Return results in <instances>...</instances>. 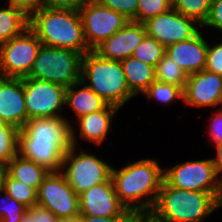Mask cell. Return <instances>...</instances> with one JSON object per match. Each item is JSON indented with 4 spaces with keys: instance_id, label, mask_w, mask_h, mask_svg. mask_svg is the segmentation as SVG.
Masks as SVG:
<instances>
[{
    "instance_id": "cell-35",
    "label": "cell",
    "mask_w": 222,
    "mask_h": 222,
    "mask_svg": "<svg viewBox=\"0 0 222 222\" xmlns=\"http://www.w3.org/2000/svg\"><path fill=\"white\" fill-rule=\"evenodd\" d=\"M215 113L211 117L208 134L209 139L213 141L214 145H217L222 143V111L217 110Z\"/></svg>"
},
{
    "instance_id": "cell-9",
    "label": "cell",
    "mask_w": 222,
    "mask_h": 222,
    "mask_svg": "<svg viewBox=\"0 0 222 222\" xmlns=\"http://www.w3.org/2000/svg\"><path fill=\"white\" fill-rule=\"evenodd\" d=\"M41 45L40 40L29 28L0 45V76L27 77Z\"/></svg>"
},
{
    "instance_id": "cell-11",
    "label": "cell",
    "mask_w": 222,
    "mask_h": 222,
    "mask_svg": "<svg viewBox=\"0 0 222 222\" xmlns=\"http://www.w3.org/2000/svg\"><path fill=\"white\" fill-rule=\"evenodd\" d=\"M28 120L63 117L66 88L52 82L23 77Z\"/></svg>"
},
{
    "instance_id": "cell-6",
    "label": "cell",
    "mask_w": 222,
    "mask_h": 222,
    "mask_svg": "<svg viewBox=\"0 0 222 222\" xmlns=\"http://www.w3.org/2000/svg\"><path fill=\"white\" fill-rule=\"evenodd\" d=\"M82 58L73 50L41 45L27 77L70 87L81 80Z\"/></svg>"
},
{
    "instance_id": "cell-24",
    "label": "cell",
    "mask_w": 222,
    "mask_h": 222,
    "mask_svg": "<svg viewBox=\"0 0 222 222\" xmlns=\"http://www.w3.org/2000/svg\"><path fill=\"white\" fill-rule=\"evenodd\" d=\"M155 76L156 81L178 86L182 90L188 80V74L166 54L155 66Z\"/></svg>"
},
{
    "instance_id": "cell-45",
    "label": "cell",
    "mask_w": 222,
    "mask_h": 222,
    "mask_svg": "<svg viewBox=\"0 0 222 222\" xmlns=\"http://www.w3.org/2000/svg\"><path fill=\"white\" fill-rule=\"evenodd\" d=\"M138 222H148L146 219H139Z\"/></svg>"
},
{
    "instance_id": "cell-15",
    "label": "cell",
    "mask_w": 222,
    "mask_h": 222,
    "mask_svg": "<svg viewBox=\"0 0 222 222\" xmlns=\"http://www.w3.org/2000/svg\"><path fill=\"white\" fill-rule=\"evenodd\" d=\"M222 95V76L202 70L188 75L183 90V102L197 108L219 106Z\"/></svg>"
},
{
    "instance_id": "cell-28",
    "label": "cell",
    "mask_w": 222,
    "mask_h": 222,
    "mask_svg": "<svg viewBox=\"0 0 222 222\" xmlns=\"http://www.w3.org/2000/svg\"><path fill=\"white\" fill-rule=\"evenodd\" d=\"M211 4L212 0H177L172 8L202 26L209 16Z\"/></svg>"
},
{
    "instance_id": "cell-23",
    "label": "cell",
    "mask_w": 222,
    "mask_h": 222,
    "mask_svg": "<svg viewBox=\"0 0 222 222\" xmlns=\"http://www.w3.org/2000/svg\"><path fill=\"white\" fill-rule=\"evenodd\" d=\"M0 8V45L22 34L29 26V17L17 7Z\"/></svg>"
},
{
    "instance_id": "cell-5",
    "label": "cell",
    "mask_w": 222,
    "mask_h": 222,
    "mask_svg": "<svg viewBox=\"0 0 222 222\" xmlns=\"http://www.w3.org/2000/svg\"><path fill=\"white\" fill-rule=\"evenodd\" d=\"M81 81L108 105L119 109L134 97L127 85L121 61L103 59L94 51L83 55Z\"/></svg>"
},
{
    "instance_id": "cell-31",
    "label": "cell",
    "mask_w": 222,
    "mask_h": 222,
    "mask_svg": "<svg viewBox=\"0 0 222 222\" xmlns=\"http://www.w3.org/2000/svg\"><path fill=\"white\" fill-rule=\"evenodd\" d=\"M172 4L168 0H138L137 23L168 12Z\"/></svg>"
},
{
    "instance_id": "cell-14",
    "label": "cell",
    "mask_w": 222,
    "mask_h": 222,
    "mask_svg": "<svg viewBox=\"0 0 222 222\" xmlns=\"http://www.w3.org/2000/svg\"><path fill=\"white\" fill-rule=\"evenodd\" d=\"M80 215L136 216L121 203L111 177L79 194Z\"/></svg>"
},
{
    "instance_id": "cell-21",
    "label": "cell",
    "mask_w": 222,
    "mask_h": 222,
    "mask_svg": "<svg viewBox=\"0 0 222 222\" xmlns=\"http://www.w3.org/2000/svg\"><path fill=\"white\" fill-rule=\"evenodd\" d=\"M125 79L131 93L136 96L144 94L156 80L155 67L133 58L132 56L121 61Z\"/></svg>"
},
{
    "instance_id": "cell-3",
    "label": "cell",
    "mask_w": 222,
    "mask_h": 222,
    "mask_svg": "<svg viewBox=\"0 0 222 222\" xmlns=\"http://www.w3.org/2000/svg\"><path fill=\"white\" fill-rule=\"evenodd\" d=\"M222 207V193L182 190L163 180L158 199L148 222H204L216 209Z\"/></svg>"
},
{
    "instance_id": "cell-22",
    "label": "cell",
    "mask_w": 222,
    "mask_h": 222,
    "mask_svg": "<svg viewBox=\"0 0 222 222\" xmlns=\"http://www.w3.org/2000/svg\"><path fill=\"white\" fill-rule=\"evenodd\" d=\"M50 170L36 162L22 157L19 153L7 164V174L22 181L36 191Z\"/></svg>"
},
{
    "instance_id": "cell-41",
    "label": "cell",
    "mask_w": 222,
    "mask_h": 222,
    "mask_svg": "<svg viewBox=\"0 0 222 222\" xmlns=\"http://www.w3.org/2000/svg\"><path fill=\"white\" fill-rule=\"evenodd\" d=\"M7 174V165L0 162V191L4 189V179Z\"/></svg>"
},
{
    "instance_id": "cell-40",
    "label": "cell",
    "mask_w": 222,
    "mask_h": 222,
    "mask_svg": "<svg viewBox=\"0 0 222 222\" xmlns=\"http://www.w3.org/2000/svg\"><path fill=\"white\" fill-rule=\"evenodd\" d=\"M214 147L216 148V158H212V161L215 166L217 176L219 178V175L222 174V143L214 145ZM220 180L222 181V177L220 178Z\"/></svg>"
},
{
    "instance_id": "cell-12",
    "label": "cell",
    "mask_w": 222,
    "mask_h": 222,
    "mask_svg": "<svg viewBox=\"0 0 222 222\" xmlns=\"http://www.w3.org/2000/svg\"><path fill=\"white\" fill-rule=\"evenodd\" d=\"M79 12L85 40L92 51L129 21L119 12L102 6L98 1H88Z\"/></svg>"
},
{
    "instance_id": "cell-13",
    "label": "cell",
    "mask_w": 222,
    "mask_h": 222,
    "mask_svg": "<svg viewBox=\"0 0 222 222\" xmlns=\"http://www.w3.org/2000/svg\"><path fill=\"white\" fill-rule=\"evenodd\" d=\"M148 36L167 45L181 42L195 36L201 25L193 18L186 17L175 9L159 14L143 22Z\"/></svg>"
},
{
    "instance_id": "cell-7",
    "label": "cell",
    "mask_w": 222,
    "mask_h": 222,
    "mask_svg": "<svg viewBox=\"0 0 222 222\" xmlns=\"http://www.w3.org/2000/svg\"><path fill=\"white\" fill-rule=\"evenodd\" d=\"M77 147L71 145L64 153L61 172L79 195L96 184L106 182L111 177L112 166L85 150L77 153Z\"/></svg>"
},
{
    "instance_id": "cell-16",
    "label": "cell",
    "mask_w": 222,
    "mask_h": 222,
    "mask_svg": "<svg viewBox=\"0 0 222 222\" xmlns=\"http://www.w3.org/2000/svg\"><path fill=\"white\" fill-rule=\"evenodd\" d=\"M27 121L22 78L0 76V122L21 130Z\"/></svg>"
},
{
    "instance_id": "cell-37",
    "label": "cell",
    "mask_w": 222,
    "mask_h": 222,
    "mask_svg": "<svg viewBox=\"0 0 222 222\" xmlns=\"http://www.w3.org/2000/svg\"><path fill=\"white\" fill-rule=\"evenodd\" d=\"M8 4L22 10L29 17L44 7V0H8Z\"/></svg>"
},
{
    "instance_id": "cell-32",
    "label": "cell",
    "mask_w": 222,
    "mask_h": 222,
    "mask_svg": "<svg viewBox=\"0 0 222 222\" xmlns=\"http://www.w3.org/2000/svg\"><path fill=\"white\" fill-rule=\"evenodd\" d=\"M107 8L122 14L129 21L137 22L138 0H98Z\"/></svg>"
},
{
    "instance_id": "cell-4",
    "label": "cell",
    "mask_w": 222,
    "mask_h": 222,
    "mask_svg": "<svg viewBox=\"0 0 222 222\" xmlns=\"http://www.w3.org/2000/svg\"><path fill=\"white\" fill-rule=\"evenodd\" d=\"M28 28L42 45L69 49L83 55L92 51L85 40L79 11L42 7L29 16Z\"/></svg>"
},
{
    "instance_id": "cell-2",
    "label": "cell",
    "mask_w": 222,
    "mask_h": 222,
    "mask_svg": "<svg viewBox=\"0 0 222 222\" xmlns=\"http://www.w3.org/2000/svg\"><path fill=\"white\" fill-rule=\"evenodd\" d=\"M111 179L121 203L139 219L154 208L164 180V168L153 159L128 162L121 169L111 168Z\"/></svg>"
},
{
    "instance_id": "cell-17",
    "label": "cell",
    "mask_w": 222,
    "mask_h": 222,
    "mask_svg": "<svg viewBox=\"0 0 222 222\" xmlns=\"http://www.w3.org/2000/svg\"><path fill=\"white\" fill-rule=\"evenodd\" d=\"M146 35L143 23L128 21L122 29L104 40L93 51L103 59L122 61L132 56Z\"/></svg>"
},
{
    "instance_id": "cell-27",
    "label": "cell",
    "mask_w": 222,
    "mask_h": 222,
    "mask_svg": "<svg viewBox=\"0 0 222 222\" xmlns=\"http://www.w3.org/2000/svg\"><path fill=\"white\" fill-rule=\"evenodd\" d=\"M3 190L27 208L37 204V191L22 181L11 178L8 174L4 179Z\"/></svg>"
},
{
    "instance_id": "cell-19",
    "label": "cell",
    "mask_w": 222,
    "mask_h": 222,
    "mask_svg": "<svg viewBox=\"0 0 222 222\" xmlns=\"http://www.w3.org/2000/svg\"><path fill=\"white\" fill-rule=\"evenodd\" d=\"M119 108L106 105L102 110L76 118L80 137L95 145H101L111 130V123Z\"/></svg>"
},
{
    "instance_id": "cell-20",
    "label": "cell",
    "mask_w": 222,
    "mask_h": 222,
    "mask_svg": "<svg viewBox=\"0 0 222 222\" xmlns=\"http://www.w3.org/2000/svg\"><path fill=\"white\" fill-rule=\"evenodd\" d=\"M65 104L75 112V118L102 110L107 105L81 80L66 88Z\"/></svg>"
},
{
    "instance_id": "cell-26",
    "label": "cell",
    "mask_w": 222,
    "mask_h": 222,
    "mask_svg": "<svg viewBox=\"0 0 222 222\" xmlns=\"http://www.w3.org/2000/svg\"><path fill=\"white\" fill-rule=\"evenodd\" d=\"M165 51L166 47L163 44L146 35L134 50L132 57L155 67L165 55Z\"/></svg>"
},
{
    "instance_id": "cell-36",
    "label": "cell",
    "mask_w": 222,
    "mask_h": 222,
    "mask_svg": "<svg viewBox=\"0 0 222 222\" xmlns=\"http://www.w3.org/2000/svg\"><path fill=\"white\" fill-rule=\"evenodd\" d=\"M89 0H44V7L79 11Z\"/></svg>"
},
{
    "instance_id": "cell-34",
    "label": "cell",
    "mask_w": 222,
    "mask_h": 222,
    "mask_svg": "<svg viewBox=\"0 0 222 222\" xmlns=\"http://www.w3.org/2000/svg\"><path fill=\"white\" fill-rule=\"evenodd\" d=\"M202 27H211L222 31V0H212L209 16Z\"/></svg>"
},
{
    "instance_id": "cell-18",
    "label": "cell",
    "mask_w": 222,
    "mask_h": 222,
    "mask_svg": "<svg viewBox=\"0 0 222 222\" xmlns=\"http://www.w3.org/2000/svg\"><path fill=\"white\" fill-rule=\"evenodd\" d=\"M208 43L199 31L190 39L167 45L165 54L191 75L206 68Z\"/></svg>"
},
{
    "instance_id": "cell-46",
    "label": "cell",
    "mask_w": 222,
    "mask_h": 222,
    "mask_svg": "<svg viewBox=\"0 0 222 222\" xmlns=\"http://www.w3.org/2000/svg\"><path fill=\"white\" fill-rule=\"evenodd\" d=\"M172 5L177 1V0H168Z\"/></svg>"
},
{
    "instance_id": "cell-29",
    "label": "cell",
    "mask_w": 222,
    "mask_h": 222,
    "mask_svg": "<svg viewBox=\"0 0 222 222\" xmlns=\"http://www.w3.org/2000/svg\"><path fill=\"white\" fill-rule=\"evenodd\" d=\"M148 100L155 99L162 104H170L178 99L183 100V90L175 85L154 81L144 93Z\"/></svg>"
},
{
    "instance_id": "cell-39",
    "label": "cell",
    "mask_w": 222,
    "mask_h": 222,
    "mask_svg": "<svg viewBox=\"0 0 222 222\" xmlns=\"http://www.w3.org/2000/svg\"><path fill=\"white\" fill-rule=\"evenodd\" d=\"M82 222H138L139 218L137 216H112V217H102V216H89V215H79Z\"/></svg>"
},
{
    "instance_id": "cell-30",
    "label": "cell",
    "mask_w": 222,
    "mask_h": 222,
    "mask_svg": "<svg viewBox=\"0 0 222 222\" xmlns=\"http://www.w3.org/2000/svg\"><path fill=\"white\" fill-rule=\"evenodd\" d=\"M3 192L4 196H1ZM0 196V222H19L28 208L8 195L4 190L0 191Z\"/></svg>"
},
{
    "instance_id": "cell-8",
    "label": "cell",
    "mask_w": 222,
    "mask_h": 222,
    "mask_svg": "<svg viewBox=\"0 0 222 222\" xmlns=\"http://www.w3.org/2000/svg\"><path fill=\"white\" fill-rule=\"evenodd\" d=\"M164 180L172 187L207 193H222L212 159L186 161L164 169Z\"/></svg>"
},
{
    "instance_id": "cell-44",
    "label": "cell",
    "mask_w": 222,
    "mask_h": 222,
    "mask_svg": "<svg viewBox=\"0 0 222 222\" xmlns=\"http://www.w3.org/2000/svg\"><path fill=\"white\" fill-rule=\"evenodd\" d=\"M221 105V108H219L220 111H222V95H221V99H220V102H219V106Z\"/></svg>"
},
{
    "instance_id": "cell-33",
    "label": "cell",
    "mask_w": 222,
    "mask_h": 222,
    "mask_svg": "<svg viewBox=\"0 0 222 222\" xmlns=\"http://www.w3.org/2000/svg\"><path fill=\"white\" fill-rule=\"evenodd\" d=\"M210 46L208 44L207 63L205 70L222 76V42Z\"/></svg>"
},
{
    "instance_id": "cell-42",
    "label": "cell",
    "mask_w": 222,
    "mask_h": 222,
    "mask_svg": "<svg viewBox=\"0 0 222 222\" xmlns=\"http://www.w3.org/2000/svg\"><path fill=\"white\" fill-rule=\"evenodd\" d=\"M19 222H34L33 215L27 210Z\"/></svg>"
},
{
    "instance_id": "cell-38",
    "label": "cell",
    "mask_w": 222,
    "mask_h": 222,
    "mask_svg": "<svg viewBox=\"0 0 222 222\" xmlns=\"http://www.w3.org/2000/svg\"><path fill=\"white\" fill-rule=\"evenodd\" d=\"M27 210L33 215L34 222H57L58 220L50 210L37 204Z\"/></svg>"
},
{
    "instance_id": "cell-25",
    "label": "cell",
    "mask_w": 222,
    "mask_h": 222,
    "mask_svg": "<svg viewBox=\"0 0 222 222\" xmlns=\"http://www.w3.org/2000/svg\"><path fill=\"white\" fill-rule=\"evenodd\" d=\"M19 133L13 125H0V162L7 165L19 153Z\"/></svg>"
},
{
    "instance_id": "cell-43",
    "label": "cell",
    "mask_w": 222,
    "mask_h": 222,
    "mask_svg": "<svg viewBox=\"0 0 222 222\" xmlns=\"http://www.w3.org/2000/svg\"><path fill=\"white\" fill-rule=\"evenodd\" d=\"M57 222H82L80 217L72 218V219H58Z\"/></svg>"
},
{
    "instance_id": "cell-10",
    "label": "cell",
    "mask_w": 222,
    "mask_h": 222,
    "mask_svg": "<svg viewBox=\"0 0 222 222\" xmlns=\"http://www.w3.org/2000/svg\"><path fill=\"white\" fill-rule=\"evenodd\" d=\"M37 205L50 210L58 219L79 217V195L61 171H50L37 190Z\"/></svg>"
},
{
    "instance_id": "cell-1",
    "label": "cell",
    "mask_w": 222,
    "mask_h": 222,
    "mask_svg": "<svg viewBox=\"0 0 222 222\" xmlns=\"http://www.w3.org/2000/svg\"><path fill=\"white\" fill-rule=\"evenodd\" d=\"M75 132L64 116L30 119L19 133V154L50 171H61L64 153L77 146Z\"/></svg>"
}]
</instances>
